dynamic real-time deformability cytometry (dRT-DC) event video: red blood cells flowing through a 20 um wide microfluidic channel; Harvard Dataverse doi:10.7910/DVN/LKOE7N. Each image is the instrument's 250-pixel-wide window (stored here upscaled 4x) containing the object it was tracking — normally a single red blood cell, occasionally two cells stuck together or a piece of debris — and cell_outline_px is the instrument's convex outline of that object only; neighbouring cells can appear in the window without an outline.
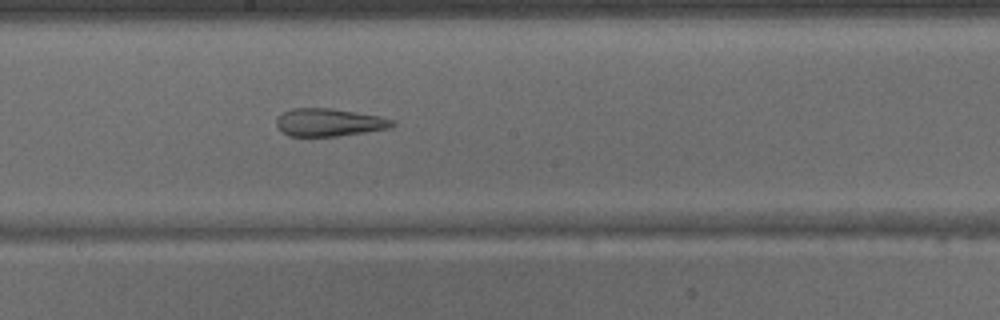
{"species": "common noctule bat (a hibernating species)", "species_latin": "Nyctalus noctula", "temperature_condition": "warm", "stored_images_in_passage": 40, "camera_frame_rate_fps": 3000, "um_per_image_px": 0.085, "animal": {"sex": "male", "body_mass_g": 15.6}, "frame": {"image": 1, "passage_image": 23, "time_ms": 7.333, "image_size_px": [1000, 320], "cell_outline_px": [[396, 124], [392, 128], [336, 136], [288, 136], [280, 132], [276, 124], [276, 116], [292, 108], [332, 108], [380, 116], [396, 120]], "centroid_in_image_um": [27.97, 10.4], "position_along_channel_um": 220.2, "area_um2": 19.02}}